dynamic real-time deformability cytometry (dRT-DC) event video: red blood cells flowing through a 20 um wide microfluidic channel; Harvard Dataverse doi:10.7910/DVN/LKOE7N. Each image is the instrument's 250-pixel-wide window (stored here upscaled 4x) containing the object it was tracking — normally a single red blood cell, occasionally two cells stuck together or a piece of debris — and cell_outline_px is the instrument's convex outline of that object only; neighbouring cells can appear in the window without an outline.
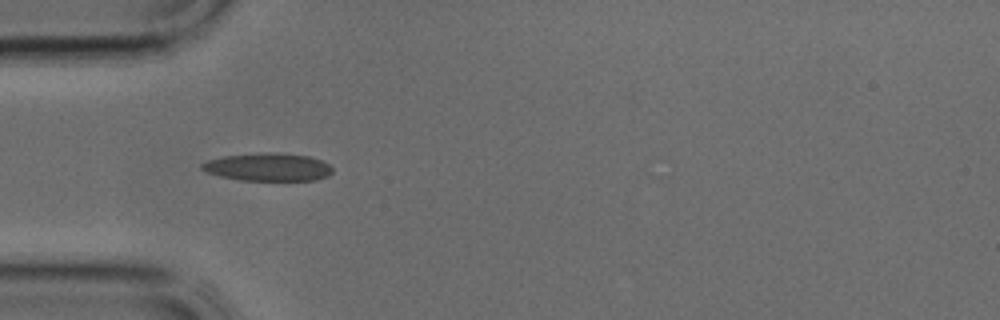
{"species": "common noctule bat (a hibernating species)", "species_latin": "Nyctalus noctula", "temperature_condition": "cold", "stored_images_in_passage": 20, "camera_frame_rate_fps": 3000, "um_per_image_px": 0.085, "animal": {"sex": "male", "body_mass_g": 17.9, "forearm_length_mm": 54.2}, "frame": {"image": 1, "passage_image": 4, "time_ms": 1.0, "image_size_px": [1000, 320], "cell_outline_px": [[332, 172], [328, 176], [316, 180], [240, 180], [220, 176], [208, 172], [200, 168], [200, 164], [208, 160], [224, 156], [260, 152], [276, 152], [308, 156], [320, 160], [328, 164], [332, 168]], "centroid_in_image_um": [22.77, 14.19], "position_along_channel_um": 62.2, "area_um2": 21.21}}
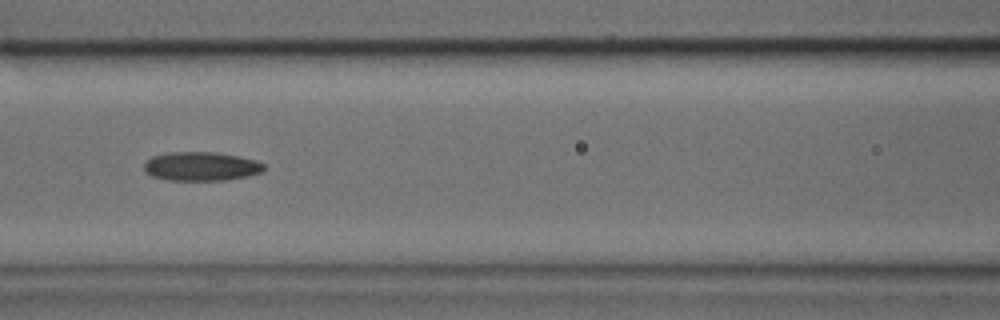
{"frame": {"image": 2, "passage_image": 9, "time_ms": 2.667, "image_size_px": [1000, 320], "cell_outline_px": [[264, 168], [260, 172], [244, 176], [224, 180], [168, 180], [152, 176], [144, 172], [144, 164], [152, 156], [168, 152], [216, 152], [240, 156], [256, 160], [264, 164]], "centroid_in_image_um": [17.06, 14.13], "position_along_channel_um": 149.5, "area_um2": 20.11}}
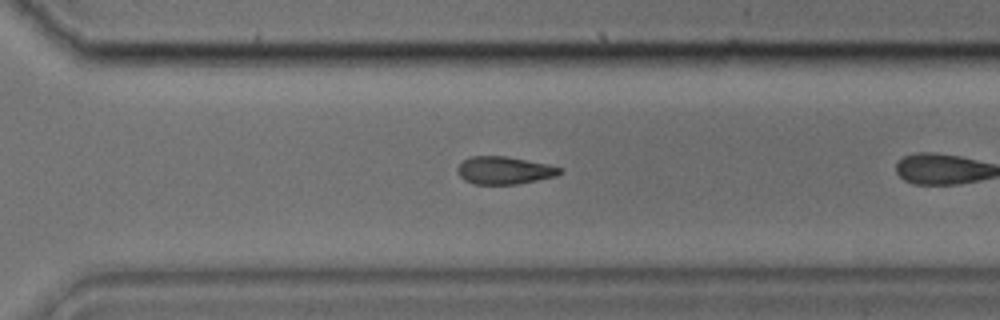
{"frame": {"image": 3, "passage_image": 17, "time_ms": 5.333, "image_size_px": [1000, 320], "cell_outline_px": [[560, 172], [556, 176], [516, 184], [472, 184], [464, 180], [456, 172], [456, 168], [464, 160], [472, 156], [504, 156], [548, 164], [560, 168]], "centroid_in_image_um": [42.8, 14.48], "position_along_channel_um": 327.8, "area_um2": 16.3}}